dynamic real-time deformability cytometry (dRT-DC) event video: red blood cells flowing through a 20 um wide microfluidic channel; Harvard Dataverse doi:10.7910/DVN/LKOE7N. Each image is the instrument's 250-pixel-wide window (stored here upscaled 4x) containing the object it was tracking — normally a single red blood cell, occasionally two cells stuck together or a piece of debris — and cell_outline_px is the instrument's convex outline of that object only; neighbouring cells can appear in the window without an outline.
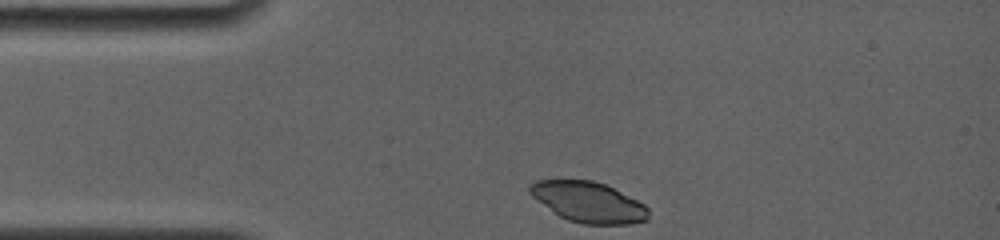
{"species": "common noctule bat (a hibernating species)", "species_latin": "Nyctalus noctula", "temperature_condition": "room temperature", "stored_images_in_passage": 8, "camera_frame_rate_fps": 4000, "um_per_image_px": 0.085, "animal": {"sex": "female", "body_mass_g": 19.0, "forearm_length_mm": 56.7}, "frame": {"image": 1, "passage_image": 1, "time_ms": 0.0, "image_size_px": [1000, 240], "cell_outline_px": [[648, 220], [632, 224], [584, 224], [568, 220], [560, 216], [532, 196], [528, 192], [528, 184], [536, 180], [592, 180], [604, 184], [644, 204], [648, 208]], "centroid_in_image_um": [50.0, 17.18], "position_along_channel_um": 35.0, "area_um2": 27.74}}